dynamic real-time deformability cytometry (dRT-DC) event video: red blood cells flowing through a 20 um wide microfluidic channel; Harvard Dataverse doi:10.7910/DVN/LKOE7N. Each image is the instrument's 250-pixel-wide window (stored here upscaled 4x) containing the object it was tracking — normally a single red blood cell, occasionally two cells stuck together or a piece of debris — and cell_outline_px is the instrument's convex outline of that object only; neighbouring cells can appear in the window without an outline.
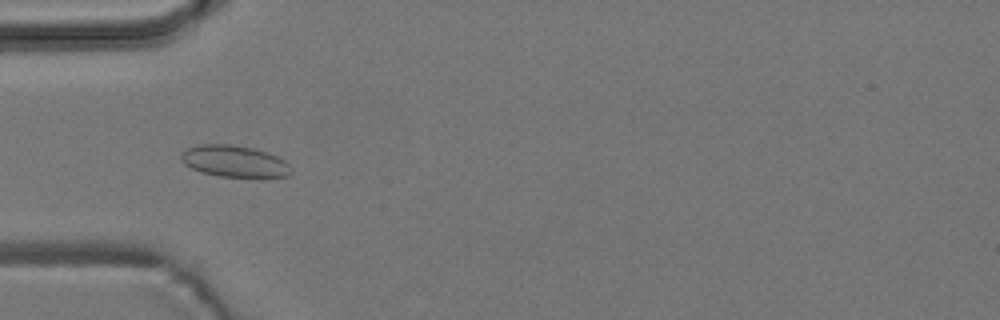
{"species": "common noctule bat (a hibernating species)", "species_latin": "Nyctalus noctula", "temperature_condition": "room temperature", "stored_images_in_passage": 56, "camera_frame_rate_fps": 3000, "um_per_image_px": 0.085, "animal": {"sex": "male", "body_mass_g": 19.2, "forearm_length_mm": 51.8}, "frame": {"image": 1, "passage_image": 17, "time_ms": 5.333, "image_size_px": [1000, 320], "cell_outline_px": [[292, 172], [288, 176], [264, 180], [220, 176], [200, 172], [184, 164], [180, 160], [180, 156], [188, 148], [200, 144], [232, 144], [252, 148], [276, 156], [284, 160], [292, 168]], "centroid_in_image_um": [19.99, 13.76], "position_along_channel_um": 65.0, "area_um2": 20.92}}
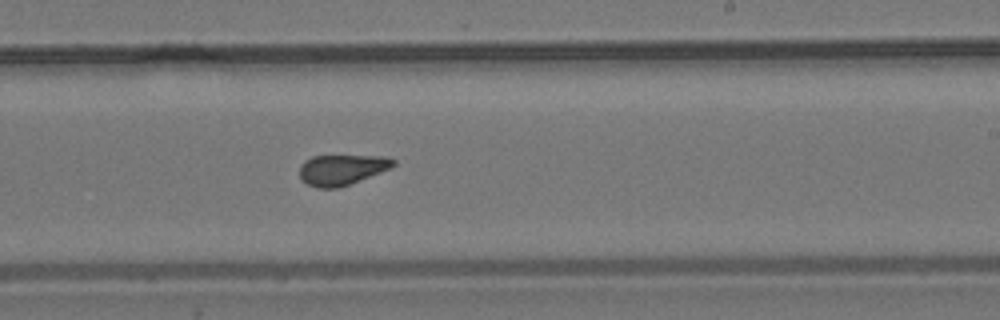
{"frame": {"image": 2, "passage_image": 33, "time_ms": 10.667, "image_size_px": [1000, 320], "cell_outline_px": [[396, 164], [392, 168], [340, 188], [316, 188], [300, 180], [300, 164], [304, 160], [312, 156], [384, 156], [396, 160]], "centroid_in_image_um": [29.05, 14.43], "position_along_channel_um": 259.9, "area_um2": 16.88}}
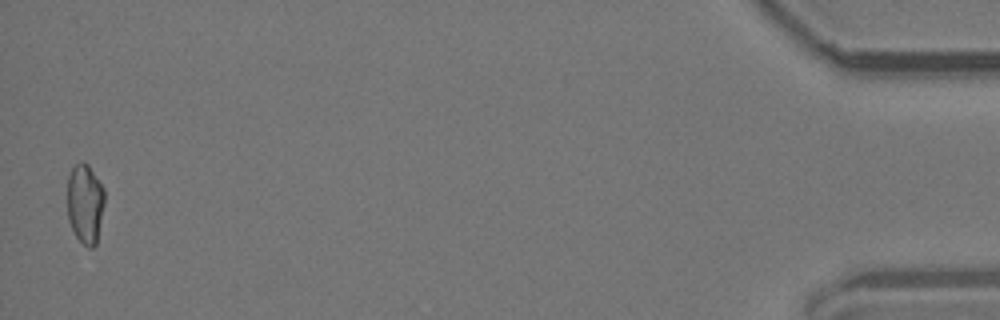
{"frame": {"image": 3, "passage_image": 55, "time_ms": 18.0, "image_size_px": [1000, 320], "cell_outline_px": [[104, 204], [96, 244], [92, 248], [88, 248], [76, 236], [68, 220], [68, 176], [72, 168], [76, 164], [84, 160], [88, 164], [104, 188]], "centroid_in_image_um": [7.24, 17.29], "position_along_channel_um": 428.0, "area_um2": 17.22}, "authors_computed_cell_mechanics": {"area_um2": 17.7446, "velocity_mm_per_s": 3.6414, "shape_relaxation_time_tau1_ms": null, "shape_relaxation_time_tau2_ms": 1.2663, "deformation_change_tau1": null, "deformation_change_tau2": 0.0841}}